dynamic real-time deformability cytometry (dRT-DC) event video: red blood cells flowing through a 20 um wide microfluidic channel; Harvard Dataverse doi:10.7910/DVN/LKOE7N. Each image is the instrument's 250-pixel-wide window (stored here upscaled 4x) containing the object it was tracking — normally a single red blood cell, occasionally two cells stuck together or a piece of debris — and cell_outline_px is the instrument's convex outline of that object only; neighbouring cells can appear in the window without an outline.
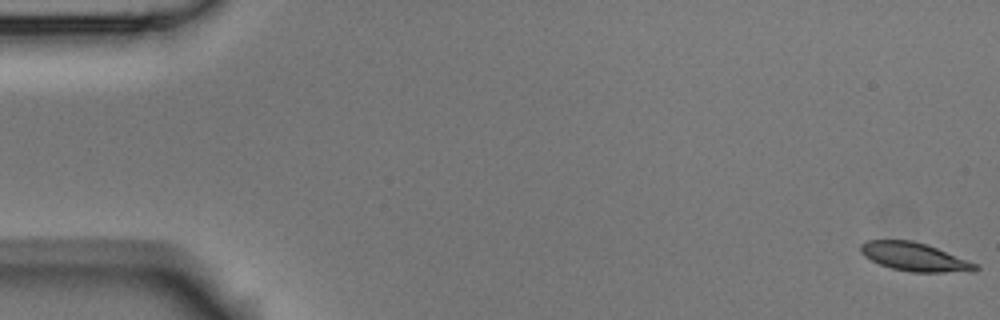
{"species": "Egyptian fruit bat (a non-hibernating species)", "species_latin": "Rousettus aegyptiacus", "temperature_condition": "room temperature", "stored_images_in_passage": 5, "camera_frame_rate_fps": 3000, "um_per_image_px": 0.085, "animal": {"sex": "male"}, "frame": {"image": 1, "passage_image": 1, "time_ms": 0.0, "image_size_px": [1000, 320], "cell_outline_px": [[980, 268], [976, 272], [912, 272], [892, 268], [880, 264], [864, 256], [860, 252], [860, 244], [868, 240], [912, 240], [928, 244], [980, 264]], "centroid_in_image_um": [77.82, 21.84], "position_along_channel_um": 7.2, "area_um2": 19.36}}
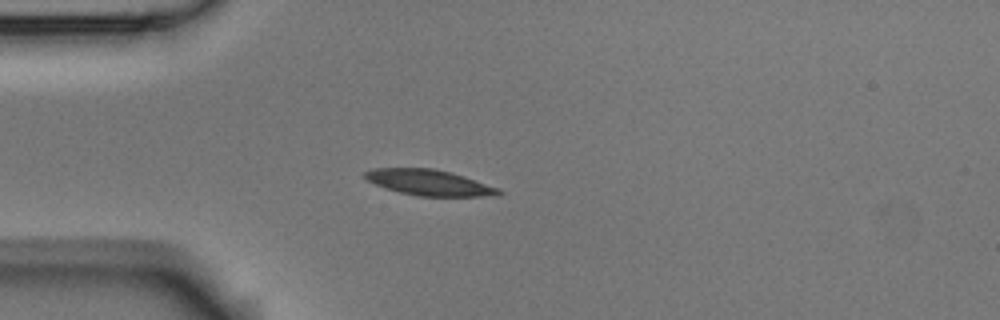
{"frame": {"image": 2, "passage_image": 5, "time_ms": 1.333, "image_size_px": [1000, 320], "cell_outline_px": [[504, 192], [500, 196], [420, 196], [400, 192], [384, 188], [368, 180], [364, 176], [364, 172], [372, 168], [432, 168], [452, 172], [500, 188]], "centroid_in_image_um": [36.53, 15.52], "position_along_channel_um": 48.5, "area_um2": 20.17}}